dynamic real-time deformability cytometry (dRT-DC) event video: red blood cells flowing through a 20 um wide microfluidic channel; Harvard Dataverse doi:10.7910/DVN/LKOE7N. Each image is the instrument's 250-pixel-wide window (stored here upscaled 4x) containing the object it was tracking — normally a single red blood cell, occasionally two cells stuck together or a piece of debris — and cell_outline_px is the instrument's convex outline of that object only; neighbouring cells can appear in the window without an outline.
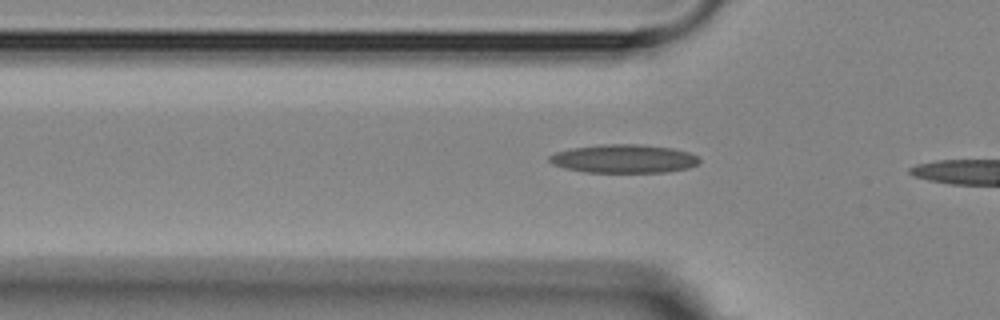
{"species": "Egyptian fruit bat (a non-hibernating species)", "species_latin": "Rousettus aegyptiacus", "temperature_condition": "room temperature", "stored_images_in_passage": 3, "segment_of_instrument_passage": [2, 2], "camera_frame_rate_fps": 3000, "um_per_image_px": 0.085, "animal": {"sex": "female"}, "frame": {"image": 1, "passage_image": 3, "time_ms": 2.333, "image_size_px": [1000, 320], "cell_outline_px": [[700, 164], [688, 168], [664, 172], [584, 172], [564, 168], [552, 164], [548, 160], [548, 156], [556, 152], [572, 148], [600, 144], [640, 144], [672, 148], [688, 152], [696, 156], [700, 160]], "centroid_in_image_um": [53.01, 13.49], "position_along_channel_um": 72.8, "area_um2": 24.97}}